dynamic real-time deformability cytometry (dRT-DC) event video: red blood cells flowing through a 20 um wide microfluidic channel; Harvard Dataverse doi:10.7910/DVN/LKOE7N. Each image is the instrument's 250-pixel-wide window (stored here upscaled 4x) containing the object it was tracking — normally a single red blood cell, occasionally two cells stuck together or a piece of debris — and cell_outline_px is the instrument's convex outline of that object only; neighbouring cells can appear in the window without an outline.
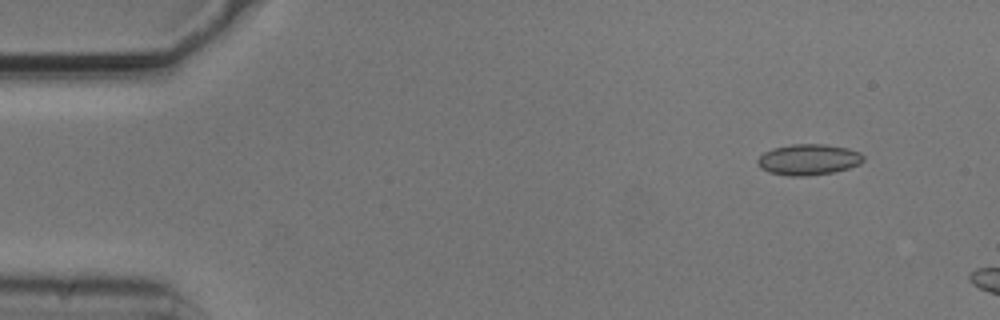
{"species": "common noctule bat (a hibernating species)", "species_latin": "Nyctalus noctula", "temperature_condition": "cold", "stored_images_in_passage": 3, "camera_frame_rate_fps": 3000, "um_per_image_px": 0.085, "animal": {"sex": "male", "body_mass_g": 20.5, "forearm_length_mm": 52.5}, "frame": {"image": 1, "passage_image": 1, "time_ms": 0.0, "image_size_px": [1000, 320], "cell_outline_px": [[864, 160], [860, 164], [848, 168], [832, 172], [804, 176], [788, 176], [768, 172], [760, 168], [756, 164], [756, 160], [764, 152], [772, 148], [792, 144], [824, 144], [848, 148], [860, 152], [864, 156]], "centroid_in_image_um": [68.7, 13.56], "position_along_channel_um": 16.3, "area_um2": 19.19}}